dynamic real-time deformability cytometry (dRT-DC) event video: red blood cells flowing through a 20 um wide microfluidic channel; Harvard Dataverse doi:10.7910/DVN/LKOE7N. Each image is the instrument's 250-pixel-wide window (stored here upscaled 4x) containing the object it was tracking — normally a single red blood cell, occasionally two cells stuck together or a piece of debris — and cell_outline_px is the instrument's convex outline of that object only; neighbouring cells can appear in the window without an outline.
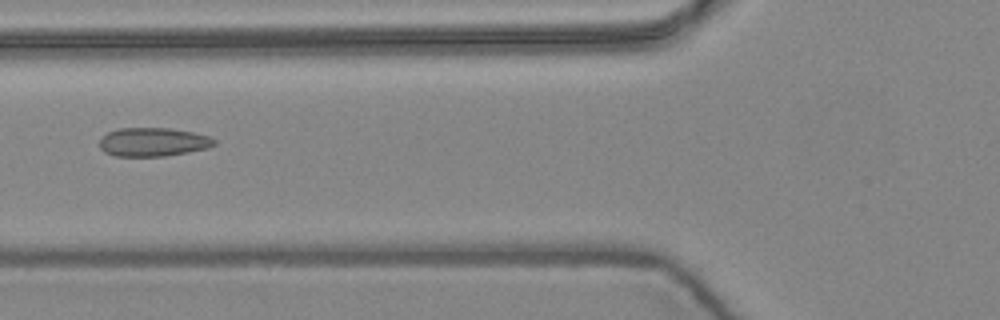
{"species": "common noctule bat (a hibernating species)", "species_latin": "Nyctalus noctula", "temperature_condition": "warm", "stored_images_in_passage": 5, "camera_frame_rate_fps": 3000, "um_per_image_px": 0.085, "animal": {"sex": "female", "body_mass_g": 24.6, "forearm_length_mm": 56.2}, "frame": {"image": 1, "passage_image": 2, "time_ms": 0.333, "image_size_px": [1000, 320], "cell_outline_px": [[216, 144], [208, 148], [188, 152], [164, 156], [116, 156], [104, 152], [100, 148], [100, 136], [108, 132], [120, 128], [168, 128], [192, 132], [208, 136], [216, 140]], "centroid_in_image_um": [12.99, 12.07], "position_along_channel_um": 112.8, "area_um2": 19.19}}
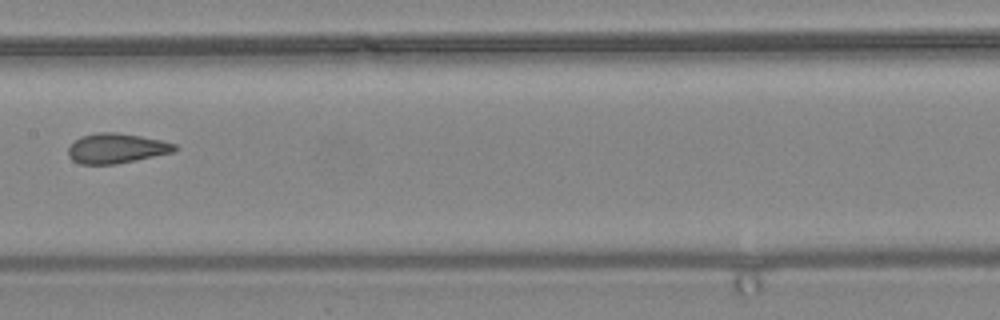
{"frame": {"image": 2, "passage_image": 4, "time_ms": 1.0, "image_size_px": [1000, 320], "cell_outline_px": [[180, 148], [172, 152], [136, 160], [116, 164], [80, 164], [72, 160], [68, 156], [68, 148], [80, 136], [96, 132], [116, 132], [140, 136], [160, 140], [176, 144]], "centroid_in_image_um": [9.88, 12.6], "position_along_channel_um": 197.5, "area_um2": 18.55}}
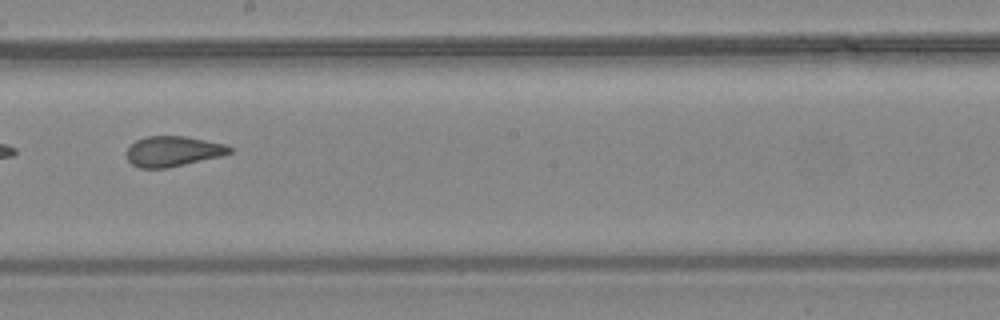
{"frame": {"image": 3, "passage_image": 5, "time_ms": 1.333, "image_size_px": [1000, 320], "cell_outline_px": [[232, 152], [220, 156], [184, 164], [164, 168], [140, 168], [132, 164], [128, 160], [128, 148], [136, 140], [148, 136], [184, 136], [224, 144], [232, 148]], "centroid_in_image_um": [14.69, 12.85], "position_along_channel_um": 233.5, "area_um2": 17.8}}